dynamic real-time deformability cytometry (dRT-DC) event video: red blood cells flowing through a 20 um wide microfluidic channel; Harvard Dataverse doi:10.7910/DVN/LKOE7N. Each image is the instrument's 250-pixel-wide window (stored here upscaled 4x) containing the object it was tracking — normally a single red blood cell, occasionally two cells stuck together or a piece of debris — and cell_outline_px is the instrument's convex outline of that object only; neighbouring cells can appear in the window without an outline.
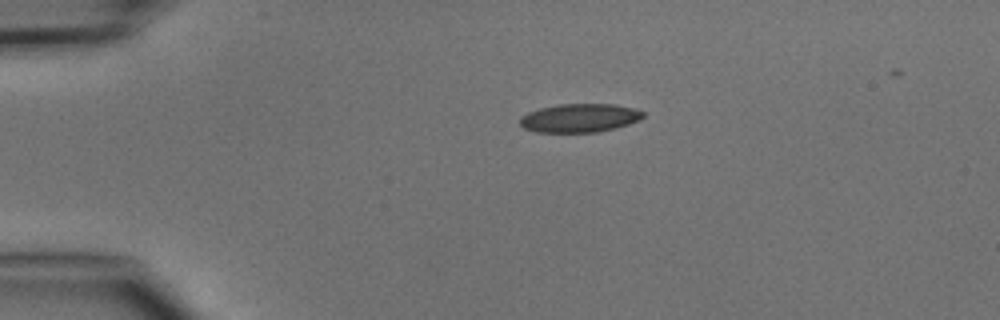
{"species": "common noctule bat (a hibernating species)", "species_latin": "Nyctalus noctula", "temperature_condition": "cold", "stored_images_in_passage": 3, "camera_frame_rate_fps": 3000, "um_per_image_px": 0.085, "animal": {"sex": "male", "body_mass_g": 15.6}, "frame": {"image": 1, "passage_image": 3, "time_ms": 2.333, "image_size_px": [1000, 320], "cell_outline_px": [[644, 116], [628, 124], [616, 128], [596, 132], [536, 132], [524, 128], [520, 124], [520, 116], [528, 112], [540, 108], [560, 104], [616, 104], [636, 108], [644, 112]], "centroid_in_image_um": [49.26, 10.02], "position_along_channel_um": 35.7, "area_um2": 20.52}}